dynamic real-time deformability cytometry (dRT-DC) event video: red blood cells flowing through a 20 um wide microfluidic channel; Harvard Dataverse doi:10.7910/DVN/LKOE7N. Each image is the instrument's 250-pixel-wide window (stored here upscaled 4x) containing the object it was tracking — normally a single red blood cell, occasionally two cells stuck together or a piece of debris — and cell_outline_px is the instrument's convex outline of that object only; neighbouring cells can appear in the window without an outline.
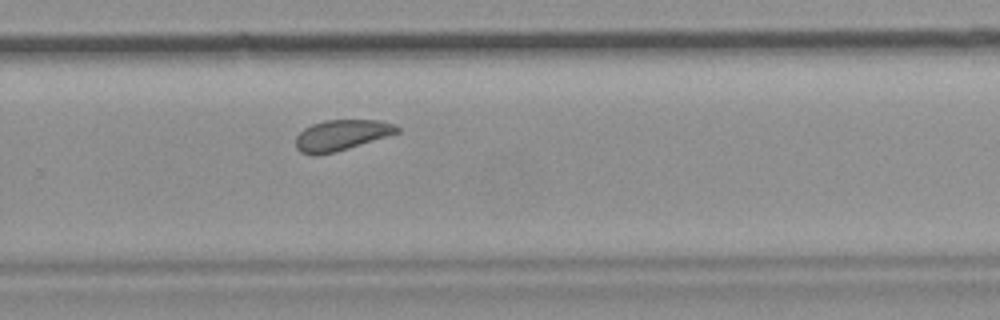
{"species": "common noctule bat (a hibernating species)", "species_latin": "Nyctalus noctula", "temperature_condition": "room temperature", "stored_images_in_passage": 40, "camera_frame_rate_fps": 3000, "um_per_image_px": 0.085, "animal": {"sex": "female", "body_mass_g": 19.9}, "frame": {"image": 1, "passage_image": 29, "time_ms": 9.333, "image_size_px": [1000, 320], "cell_outline_px": [[400, 132], [388, 136], [336, 152], [316, 156], [312, 156], [300, 152], [296, 148], [296, 136], [304, 128], [312, 124], [324, 120], [380, 120], [396, 124], [400, 128]], "centroid_in_image_um": [29.02, 11.49], "position_along_channel_um": 300.8, "area_um2": 18.38}, "authors_computed_cell_mechanics": {"area_um2": 18.8139, "velocity_mm_per_s": 3.7133, "shape_relaxation_time_tau1_ms": 5.1686, "shape_relaxation_time_tau2_ms": 1.9897, "deformation_change_tau1": 0.0653, "deformation_change_tau2": 0.0543}}